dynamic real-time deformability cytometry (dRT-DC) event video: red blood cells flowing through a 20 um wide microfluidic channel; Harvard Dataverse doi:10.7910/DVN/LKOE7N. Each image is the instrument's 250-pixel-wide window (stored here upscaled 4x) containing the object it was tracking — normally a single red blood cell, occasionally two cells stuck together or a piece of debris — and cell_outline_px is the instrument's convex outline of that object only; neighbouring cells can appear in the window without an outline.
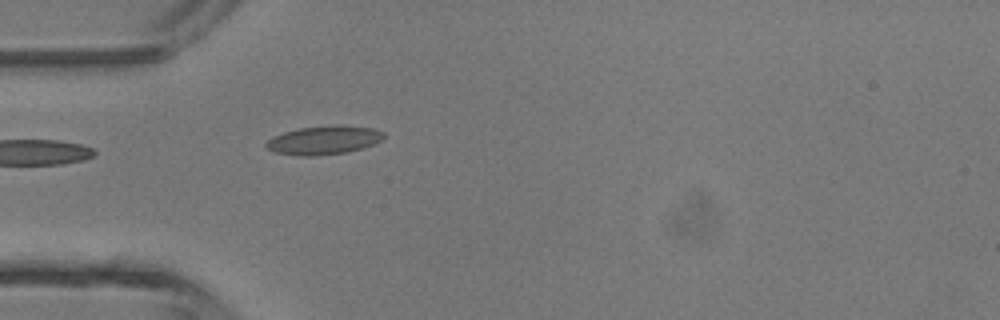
{"species": "common noctule bat (a hibernating species)", "species_latin": "Nyctalus noctula", "temperature_condition": "room temperature", "stored_images_in_passage": 2, "camera_frame_rate_fps": 3000, "um_per_image_px": 0.085, "animal": {"sex": "male", "body_mass_g": 13.3}, "frame": {"image": 1, "passage_image": 2, "time_ms": 1.0, "image_size_px": [1000, 320], "cell_outline_px": [[384, 136], [376, 144], [364, 148], [348, 152], [316, 156], [300, 156], [276, 152], [264, 148], [264, 144], [272, 136], [284, 132], [300, 128], [332, 124], [336, 124], [372, 128], [384, 132]], "centroid_in_image_um": [27.52, 11.91], "position_along_channel_um": 57.5, "area_um2": 19.94}}